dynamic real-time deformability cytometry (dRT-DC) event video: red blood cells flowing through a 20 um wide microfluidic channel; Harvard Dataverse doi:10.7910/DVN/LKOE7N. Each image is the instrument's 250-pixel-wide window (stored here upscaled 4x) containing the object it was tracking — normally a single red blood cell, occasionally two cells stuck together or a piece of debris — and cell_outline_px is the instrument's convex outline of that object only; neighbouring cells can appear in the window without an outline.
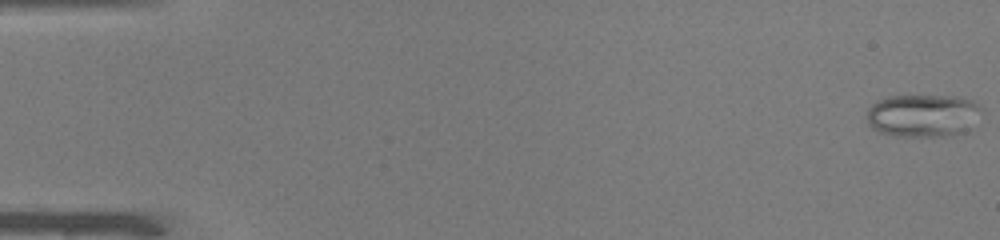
{"species": "common noctule bat (a hibernating species)", "species_latin": "Nyctalus noctula", "temperature_condition": "warm", "stored_images_in_passage": 50, "camera_frame_rate_fps": 3000, "um_per_image_px": 0.085, "animal": {"sex": "male", "body_mass_g": 19.0, "forearm_length_mm": 50.8}, "frame": {"image": 1, "passage_image": 1, "time_ms": 0.0, "image_size_px": [1000, 240], "cell_outline_px": [[984, 108], [968, 128], [964, 132], [952, 136], [896, 136], [880, 132], [872, 128], [868, 124], [864, 116], [868, 108], [876, 100], [888, 96], [960, 96], [972, 100]], "centroid_in_image_um": [78.41, 9.81], "position_along_channel_um": 6.6, "area_um2": 28.96}}
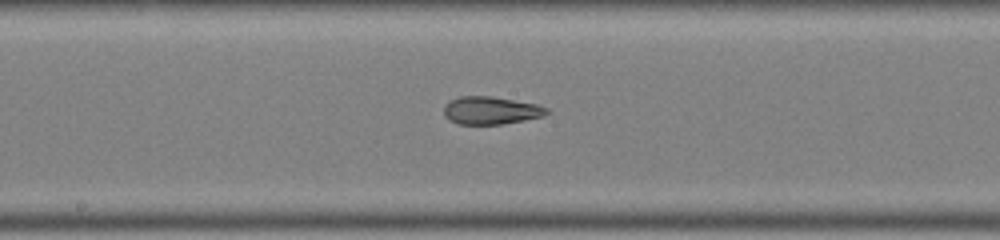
{"frame": {"image": 2, "passage_image": 27, "time_ms": 8.667, "image_size_px": [1000, 240], "cell_outline_px": [[552, 112], [544, 116], [524, 120], [500, 124], [460, 124], [448, 120], [444, 116], [444, 104], [460, 96], [492, 96], [536, 104], [548, 108]], "centroid_in_image_um": [41.73, 9.39], "position_along_channel_um": 206.5, "area_um2": 16.7}}
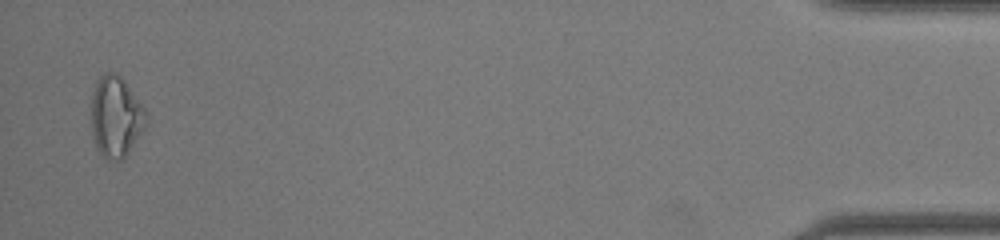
{"frame": {"image": 3, "passage_image": 49, "time_ms": 16.0, "image_size_px": [1000, 240], "cell_outline_px": [[148, 124], [128, 152], [120, 160], [108, 160], [96, 148], [92, 140], [92, 88], [96, 80], [104, 72], [112, 72], [120, 76], [124, 80], [144, 108], [148, 116]], "centroid_in_image_um": [9.84, 9.91], "position_along_channel_um": 425.4, "area_um2": 26.01}, "authors_computed_cell_mechanics": {"area_um2": 20.9814, "velocity_mm_per_s": 4.1038, "shape_relaxation_time_tau1_ms": null, "shape_relaxation_time_tau2_ms": 1.3158, "deformation_change_tau1": null, "deformation_change_tau2": 0.0861}}